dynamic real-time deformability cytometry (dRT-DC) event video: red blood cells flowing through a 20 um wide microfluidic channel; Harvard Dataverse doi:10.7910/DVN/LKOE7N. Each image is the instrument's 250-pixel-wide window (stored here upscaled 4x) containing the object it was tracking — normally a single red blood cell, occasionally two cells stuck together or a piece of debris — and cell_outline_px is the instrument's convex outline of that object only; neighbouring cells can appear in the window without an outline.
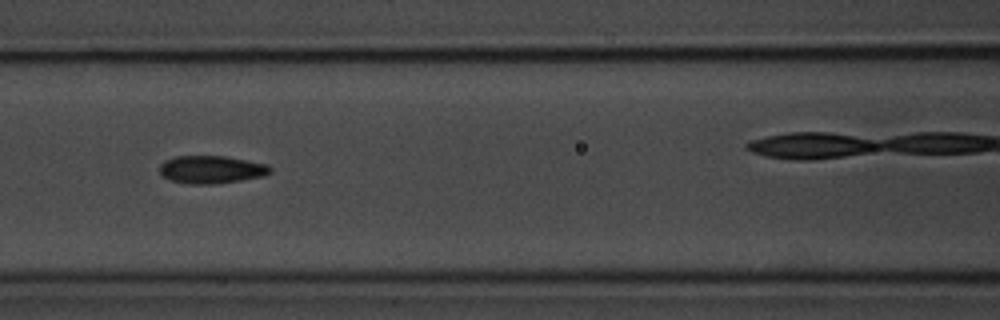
{"species": "common noctule bat (a hibernating species)", "species_latin": "Nyctalus noctula", "temperature_condition": "room temperature", "stored_images_in_passage": 7, "camera_frame_rate_fps": 3000, "um_per_image_px": 0.085, "animal": {"sex": "male", "body_mass_g": 20.1, "forearm_length_mm": 53.5}, "frame": {"image": 1, "passage_image": 3, "time_ms": 2.333, "image_size_px": [1000, 320], "cell_outline_px": [[272, 172], [260, 176], [240, 180], [208, 184], [188, 184], [172, 180], [164, 176], [160, 172], [160, 164], [176, 156], [224, 156], [268, 164], [272, 168]], "centroid_in_image_um": [17.98, 14.4], "position_along_channel_um": 148.6, "area_um2": 17.57}}